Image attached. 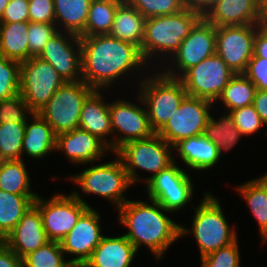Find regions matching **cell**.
Wrapping results in <instances>:
<instances>
[{
    "label": "cell",
    "mask_w": 267,
    "mask_h": 267,
    "mask_svg": "<svg viewBox=\"0 0 267 267\" xmlns=\"http://www.w3.org/2000/svg\"><path fill=\"white\" fill-rule=\"evenodd\" d=\"M256 91V86L243 73H238L232 77L216 102L222 101L226 111L230 112L253 105Z\"/></svg>",
    "instance_id": "cell-31"
},
{
    "label": "cell",
    "mask_w": 267,
    "mask_h": 267,
    "mask_svg": "<svg viewBox=\"0 0 267 267\" xmlns=\"http://www.w3.org/2000/svg\"><path fill=\"white\" fill-rule=\"evenodd\" d=\"M258 90H267V59L252 57L243 73Z\"/></svg>",
    "instance_id": "cell-45"
},
{
    "label": "cell",
    "mask_w": 267,
    "mask_h": 267,
    "mask_svg": "<svg viewBox=\"0 0 267 267\" xmlns=\"http://www.w3.org/2000/svg\"><path fill=\"white\" fill-rule=\"evenodd\" d=\"M137 9L146 19L150 17L171 15L182 11L187 0H125Z\"/></svg>",
    "instance_id": "cell-38"
},
{
    "label": "cell",
    "mask_w": 267,
    "mask_h": 267,
    "mask_svg": "<svg viewBox=\"0 0 267 267\" xmlns=\"http://www.w3.org/2000/svg\"><path fill=\"white\" fill-rule=\"evenodd\" d=\"M263 15L257 0H220L204 18L218 27L260 24Z\"/></svg>",
    "instance_id": "cell-20"
},
{
    "label": "cell",
    "mask_w": 267,
    "mask_h": 267,
    "mask_svg": "<svg viewBox=\"0 0 267 267\" xmlns=\"http://www.w3.org/2000/svg\"><path fill=\"white\" fill-rule=\"evenodd\" d=\"M29 22L0 23V54L18 62L29 59Z\"/></svg>",
    "instance_id": "cell-28"
},
{
    "label": "cell",
    "mask_w": 267,
    "mask_h": 267,
    "mask_svg": "<svg viewBox=\"0 0 267 267\" xmlns=\"http://www.w3.org/2000/svg\"><path fill=\"white\" fill-rule=\"evenodd\" d=\"M64 152L67 159L76 164H89L107 156L110 149L96 136L77 128L56 135V148ZM105 154V155H104ZM103 156V157H102Z\"/></svg>",
    "instance_id": "cell-19"
},
{
    "label": "cell",
    "mask_w": 267,
    "mask_h": 267,
    "mask_svg": "<svg viewBox=\"0 0 267 267\" xmlns=\"http://www.w3.org/2000/svg\"><path fill=\"white\" fill-rule=\"evenodd\" d=\"M213 104L209 100L187 95L171 119L157 134L171 146L182 139L203 134L211 116L209 108L211 109Z\"/></svg>",
    "instance_id": "cell-14"
},
{
    "label": "cell",
    "mask_w": 267,
    "mask_h": 267,
    "mask_svg": "<svg viewBox=\"0 0 267 267\" xmlns=\"http://www.w3.org/2000/svg\"><path fill=\"white\" fill-rule=\"evenodd\" d=\"M124 0H92L85 24V36L104 35L111 30L117 7Z\"/></svg>",
    "instance_id": "cell-32"
},
{
    "label": "cell",
    "mask_w": 267,
    "mask_h": 267,
    "mask_svg": "<svg viewBox=\"0 0 267 267\" xmlns=\"http://www.w3.org/2000/svg\"><path fill=\"white\" fill-rule=\"evenodd\" d=\"M103 97L101 91L94 90L86 98L81 109L79 128L96 136L112 152V140L105 138L113 134L109 111L110 102L103 101Z\"/></svg>",
    "instance_id": "cell-21"
},
{
    "label": "cell",
    "mask_w": 267,
    "mask_h": 267,
    "mask_svg": "<svg viewBox=\"0 0 267 267\" xmlns=\"http://www.w3.org/2000/svg\"><path fill=\"white\" fill-rule=\"evenodd\" d=\"M61 248L60 242L49 241L22 258L23 267H73Z\"/></svg>",
    "instance_id": "cell-35"
},
{
    "label": "cell",
    "mask_w": 267,
    "mask_h": 267,
    "mask_svg": "<svg viewBox=\"0 0 267 267\" xmlns=\"http://www.w3.org/2000/svg\"><path fill=\"white\" fill-rule=\"evenodd\" d=\"M221 116L217 121L213 116H210L203 132V135L217 146L220 159L223 152L229 151L243 136L230 113Z\"/></svg>",
    "instance_id": "cell-30"
},
{
    "label": "cell",
    "mask_w": 267,
    "mask_h": 267,
    "mask_svg": "<svg viewBox=\"0 0 267 267\" xmlns=\"http://www.w3.org/2000/svg\"><path fill=\"white\" fill-rule=\"evenodd\" d=\"M100 219L98 211L89 207L60 241L64 254L75 255L68 260L73 267H83L92 256L93 250L100 244L103 238Z\"/></svg>",
    "instance_id": "cell-17"
},
{
    "label": "cell",
    "mask_w": 267,
    "mask_h": 267,
    "mask_svg": "<svg viewBox=\"0 0 267 267\" xmlns=\"http://www.w3.org/2000/svg\"><path fill=\"white\" fill-rule=\"evenodd\" d=\"M186 167L192 170L210 169L219 162L217 146L203 134L180 140L173 146Z\"/></svg>",
    "instance_id": "cell-23"
},
{
    "label": "cell",
    "mask_w": 267,
    "mask_h": 267,
    "mask_svg": "<svg viewBox=\"0 0 267 267\" xmlns=\"http://www.w3.org/2000/svg\"><path fill=\"white\" fill-rule=\"evenodd\" d=\"M26 113L30 116L33 112L25 103L22 95H17L0 100V124L3 123H26Z\"/></svg>",
    "instance_id": "cell-40"
},
{
    "label": "cell",
    "mask_w": 267,
    "mask_h": 267,
    "mask_svg": "<svg viewBox=\"0 0 267 267\" xmlns=\"http://www.w3.org/2000/svg\"><path fill=\"white\" fill-rule=\"evenodd\" d=\"M235 73L214 54L188 69L179 79L189 96L217 101Z\"/></svg>",
    "instance_id": "cell-11"
},
{
    "label": "cell",
    "mask_w": 267,
    "mask_h": 267,
    "mask_svg": "<svg viewBox=\"0 0 267 267\" xmlns=\"http://www.w3.org/2000/svg\"><path fill=\"white\" fill-rule=\"evenodd\" d=\"M94 91L83 80L65 82L37 112L56 135L79 128L83 102Z\"/></svg>",
    "instance_id": "cell-7"
},
{
    "label": "cell",
    "mask_w": 267,
    "mask_h": 267,
    "mask_svg": "<svg viewBox=\"0 0 267 267\" xmlns=\"http://www.w3.org/2000/svg\"><path fill=\"white\" fill-rule=\"evenodd\" d=\"M215 42L216 27L202 17L182 41L179 49L167 59H172L174 67L170 64L169 69L167 66V70L162 72L167 76L180 78L188 69L216 53Z\"/></svg>",
    "instance_id": "cell-12"
},
{
    "label": "cell",
    "mask_w": 267,
    "mask_h": 267,
    "mask_svg": "<svg viewBox=\"0 0 267 267\" xmlns=\"http://www.w3.org/2000/svg\"><path fill=\"white\" fill-rule=\"evenodd\" d=\"M29 22V2L10 0L5 7L0 23Z\"/></svg>",
    "instance_id": "cell-46"
},
{
    "label": "cell",
    "mask_w": 267,
    "mask_h": 267,
    "mask_svg": "<svg viewBox=\"0 0 267 267\" xmlns=\"http://www.w3.org/2000/svg\"><path fill=\"white\" fill-rule=\"evenodd\" d=\"M0 267H23L19 258L6 244L0 248Z\"/></svg>",
    "instance_id": "cell-48"
},
{
    "label": "cell",
    "mask_w": 267,
    "mask_h": 267,
    "mask_svg": "<svg viewBox=\"0 0 267 267\" xmlns=\"http://www.w3.org/2000/svg\"><path fill=\"white\" fill-rule=\"evenodd\" d=\"M155 72L140 80V95L137 97L146 106L150 127L157 134L188 94L179 78Z\"/></svg>",
    "instance_id": "cell-4"
},
{
    "label": "cell",
    "mask_w": 267,
    "mask_h": 267,
    "mask_svg": "<svg viewBox=\"0 0 267 267\" xmlns=\"http://www.w3.org/2000/svg\"><path fill=\"white\" fill-rule=\"evenodd\" d=\"M141 107L122 99L110 103L113 135L115 131L121 133L120 137L112 140L114 153L127 142L146 139L154 134L149 124L147 109L144 106Z\"/></svg>",
    "instance_id": "cell-16"
},
{
    "label": "cell",
    "mask_w": 267,
    "mask_h": 267,
    "mask_svg": "<svg viewBox=\"0 0 267 267\" xmlns=\"http://www.w3.org/2000/svg\"><path fill=\"white\" fill-rule=\"evenodd\" d=\"M5 244L4 238L0 235V248Z\"/></svg>",
    "instance_id": "cell-53"
},
{
    "label": "cell",
    "mask_w": 267,
    "mask_h": 267,
    "mask_svg": "<svg viewBox=\"0 0 267 267\" xmlns=\"http://www.w3.org/2000/svg\"><path fill=\"white\" fill-rule=\"evenodd\" d=\"M193 210L195 217L192 229L180 225V237L191 231L198 244L201 258L237 240L236 230L229 227L218 199L211 192L205 193L199 206Z\"/></svg>",
    "instance_id": "cell-5"
},
{
    "label": "cell",
    "mask_w": 267,
    "mask_h": 267,
    "mask_svg": "<svg viewBox=\"0 0 267 267\" xmlns=\"http://www.w3.org/2000/svg\"><path fill=\"white\" fill-rule=\"evenodd\" d=\"M31 117L32 123L27 120L25 125L22 156L25 153L33 159H41L55 150L56 134L38 113H32Z\"/></svg>",
    "instance_id": "cell-24"
},
{
    "label": "cell",
    "mask_w": 267,
    "mask_h": 267,
    "mask_svg": "<svg viewBox=\"0 0 267 267\" xmlns=\"http://www.w3.org/2000/svg\"><path fill=\"white\" fill-rule=\"evenodd\" d=\"M170 150H174L173 146L154 133L149 138L127 142L114 154L121 159L131 183L135 184L137 181H146L147 183L161 170L171 165L175 158ZM136 169L153 174L144 180L136 173Z\"/></svg>",
    "instance_id": "cell-6"
},
{
    "label": "cell",
    "mask_w": 267,
    "mask_h": 267,
    "mask_svg": "<svg viewBox=\"0 0 267 267\" xmlns=\"http://www.w3.org/2000/svg\"><path fill=\"white\" fill-rule=\"evenodd\" d=\"M54 0L29 1V22L54 23Z\"/></svg>",
    "instance_id": "cell-44"
},
{
    "label": "cell",
    "mask_w": 267,
    "mask_h": 267,
    "mask_svg": "<svg viewBox=\"0 0 267 267\" xmlns=\"http://www.w3.org/2000/svg\"><path fill=\"white\" fill-rule=\"evenodd\" d=\"M23 159L0 161V189L13 194H37L31 190Z\"/></svg>",
    "instance_id": "cell-33"
},
{
    "label": "cell",
    "mask_w": 267,
    "mask_h": 267,
    "mask_svg": "<svg viewBox=\"0 0 267 267\" xmlns=\"http://www.w3.org/2000/svg\"><path fill=\"white\" fill-rule=\"evenodd\" d=\"M175 161L152 177L146 183V190H172L178 189V185H192L191 177Z\"/></svg>",
    "instance_id": "cell-37"
},
{
    "label": "cell",
    "mask_w": 267,
    "mask_h": 267,
    "mask_svg": "<svg viewBox=\"0 0 267 267\" xmlns=\"http://www.w3.org/2000/svg\"><path fill=\"white\" fill-rule=\"evenodd\" d=\"M4 241L21 259L50 241L43 228L41 213L34 204L27 210L14 229L4 238Z\"/></svg>",
    "instance_id": "cell-18"
},
{
    "label": "cell",
    "mask_w": 267,
    "mask_h": 267,
    "mask_svg": "<svg viewBox=\"0 0 267 267\" xmlns=\"http://www.w3.org/2000/svg\"><path fill=\"white\" fill-rule=\"evenodd\" d=\"M25 125L26 123L0 124V161L23 159Z\"/></svg>",
    "instance_id": "cell-34"
},
{
    "label": "cell",
    "mask_w": 267,
    "mask_h": 267,
    "mask_svg": "<svg viewBox=\"0 0 267 267\" xmlns=\"http://www.w3.org/2000/svg\"><path fill=\"white\" fill-rule=\"evenodd\" d=\"M70 195L56 194L49 200L38 197L34 205L42 216L43 228L50 241L60 242L91 206L74 189Z\"/></svg>",
    "instance_id": "cell-10"
},
{
    "label": "cell",
    "mask_w": 267,
    "mask_h": 267,
    "mask_svg": "<svg viewBox=\"0 0 267 267\" xmlns=\"http://www.w3.org/2000/svg\"><path fill=\"white\" fill-rule=\"evenodd\" d=\"M152 205L143 201L127 200L118 208V221L128 228L123 234L138 249L147 246L161 259L170 245L180 237V225L165 215L166 211L156 201ZM164 212V213H163Z\"/></svg>",
    "instance_id": "cell-2"
},
{
    "label": "cell",
    "mask_w": 267,
    "mask_h": 267,
    "mask_svg": "<svg viewBox=\"0 0 267 267\" xmlns=\"http://www.w3.org/2000/svg\"><path fill=\"white\" fill-rule=\"evenodd\" d=\"M91 2L92 0H54V23L58 31L61 28L60 31L64 30L79 37L85 36V24Z\"/></svg>",
    "instance_id": "cell-26"
},
{
    "label": "cell",
    "mask_w": 267,
    "mask_h": 267,
    "mask_svg": "<svg viewBox=\"0 0 267 267\" xmlns=\"http://www.w3.org/2000/svg\"><path fill=\"white\" fill-rule=\"evenodd\" d=\"M146 18L125 0L117 7L109 36L135 44L141 49Z\"/></svg>",
    "instance_id": "cell-25"
},
{
    "label": "cell",
    "mask_w": 267,
    "mask_h": 267,
    "mask_svg": "<svg viewBox=\"0 0 267 267\" xmlns=\"http://www.w3.org/2000/svg\"><path fill=\"white\" fill-rule=\"evenodd\" d=\"M201 259V267H240L238 240Z\"/></svg>",
    "instance_id": "cell-42"
},
{
    "label": "cell",
    "mask_w": 267,
    "mask_h": 267,
    "mask_svg": "<svg viewBox=\"0 0 267 267\" xmlns=\"http://www.w3.org/2000/svg\"><path fill=\"white\" fill-rule=\"evenodd\" d=\"M233 121L243 136L256 133L264 126L253 105L237 108L229 112Z\"/></svg>",
    "instance_id": "cell-43"
},
{
    "label": "cell",
    "mask_w": 267,
    "mask_h": 267,
    "mask_svg": "<svg viewBox=\"0 0 267 267\" xmlns=\"http://www.w3.org/2000/svg\"><path fill=\"white\" fill-rule=\"evenodd\" d=\"M201 18L188 6L175 14L147 18L140 49L146 63L150 59L153 63L154 55L156 58L160 54L167 57L173 55Z\"/></svg>",
    "instance_id": "cell-3"
},
{
    "label": "cell",
    "mask_w": 267,
    "mask_h": 267,
    "mask_svg": "<svg viewBox=\"0 0 267 267\" xmlns=\"http://www.w3.org/2000/svg\"><path fill=\"white\" fill-rule=\"evenodd\" d=\"M193 188L192 185H178V189L172 190H147V195L166 211L177 212L192 200Z\"/></svg>",
    "instance_id": "cell-36"
},
{
    "label": "cell",
    "mask_w": 267,
    "mask_h": 267,
    "mask_svg": "<svg viewBox=\"0 0 267 267\" xmlns=\"http://www.w3.org/2000/svg\"><path fill=\"white\" fill-rule=\"evenodd\" d=\"M115 156V160L91 166L80 174L69 176V179L79 184L86 195L97 194L112 201L118 209L129 200L123 196V192L132 186V183L123 162L116 154Z\"/></svg>",
    "instance_id": "cell-8"
},
{
    "label": "cell",
    "mask_w": 267,
    "mask_h": 267,
    "mask_svg": "<svg viewBox=\"0 0 267 267\" xmlns=\"http://www.w3.org/2000/svg\"><path fill=\"white\" fill-rule=\"evenodd\" d=\"M80 44L82 80L94 90L112 87L130 70H143L147 65L138 46L108 34L82 36Z\"/></svg>",
    "instance_id": "cell-1"
},
{
    "label": "cell",
    "mask_w": 267,
    "mask_h": 267,
    "mask_svg": "<svg viewBox=\"0 0 267 267\" xmlns=\"http://www.w3.org/2000/svg\"><path fill=\"white\" fill-rule=\"evenodd\" d=\"M20 62L0 54V100L19 93Z\"/></svg>",
    "instance_id": "cell-39"
},
{
    "label": "cell",
    "mask_w": 267,
    "mask_h": 267,
    "mask_svg": "<svg viewBox=\"0 0 267 267\" xmlns=\"http://www.w3.org/2000/svg\"><path fill=\"white\" fill-rule=\"evenodd\" d=\"M38 194H13L0 189V235L5 238L34 204Z\"/></svg>",
    "instance_id": "cell-29"
},
{
    "label": "cell",
    "mask_w": 267,
    "mask_h": 267,
    "mask_svg": "<svg viewBox=\"0 0 267 267\" xmlns=\"http://www.w3.org/2000/svg\"><path fill=\"white\" fill-rule=\"evenodd\" d=\"M66 81L37 56L20 62L19 93L33 113L39 112Z\"/></svg>",
    "instance_id": "cell-9"
},
{
    "label": "cell",
    "mask_w": 267,
    "mask_h": 267,
    "mask_svg": "<svg viewBox=\"0 0 267 267\" xmlns=\"http://www.w3.org/2000/svg\"><path fill=\"white\" fill-rule=\"evenodd\" d=\"M137 250L124 236H103L83 267H130Z\"/></svg>",
    "instance_id": "cell-22"
},
{
    "label": "cell",
    "mask_w": 267,
    "mask_h": 267,
    "mask_svg": "<svg viewBox=\"0 0 267 267\" xmlns=\"http://www.w3.org/2000/svg\"><path fill=\"white\" fill-rule=\"evenodd\" d=\"M236 188L259 224L262 242H267V173Z\"/></svg>",
    "instance_id": "cell-27"
},
{
    "label": "cell",
    "mask_w": 267,
    "mask_h": 267,
    "mask_svg": "<svg viewBox=\"0 0 267 267\" xmlns=\"http://www.w3.org/2000/svg\"><path fill=\"white\" fill-rule=\"evenodd\" d=\"M58 32L55 23H34L28 25L29 58L38 56L50 38Z\"/></svg>",
    "instance_id": "cell-41"
},
{
    "label": "cell",
    "mask_w": 267,
    "mask_h": 267,
    "mask_svg": "<svg viewBox=\"0 0 267 267\" xmlns=\"http://www.w3.org/2000/svg\"><path fill=\"white\" fill-rule=\"evenodd\" d=\"M260 10L264 13L267 14V0H257Z\"/></svg>",
    "instance_id": "cell-51"
},
{
    "label": "cell",
    "mask_w": 267,
    "mask_h": 267,
    "mask_svg": "<svg viewBox=\"0 0 267 267\" xmlns=\"http://www.w3.org/2000/svg\"><path fill=\"white\" fill-rule=\"evenodd\" d=\"M9 2L10 0H0V20L4 13L5 7L7 6Z\"/></svg>",
    "instance_id": "cell-52"
},
{
    "label": "cell",
    "mask_w": 267,
    "mask_h": 267,
    "mask_svg": "<svg viewBox=\"0 0 267 267\" xmlns=\"http://www.w3.org/2000/svg\"><path fill=\"white\" fill-rule=\"evenodd\" d=\"M253 106L263 124L267 125V90L257 89L253 100Z\"/></svg>",
    "instance_id": "cell-49"
},
{
    "label": "cell",
    "mask_w": 267,
    "mask_h": 267,
    "mask_svg": "<svg viewBox=\"0 0 267 267\" xmlns=\"http://www.w3.org/2000/svg\"><path fill=\"white\" fill-rule=\"evenodd\" d=\"M63 32L58 31L54 34L37 57L54 67L66 82L82 80L80 37Z\"/></svg>",
    "instance_id": "cell-15"
},
{
    "label": "cell",
    "mask_w": 267,
    "mask_h": 267,
    "mask_svg": "<svg viewBox=\"0 0 267 267\" xmlns=\"http://www.w3.org/2000/svg\"><path fill=\"white\" fill-rule=\"evenodd\" d=\"M260 24L216 27V54L235 73H244L254 54L255 34Z\"/></svg>",
    "instance_id": "cell-13"
},
{
    "label": "cell",
    "mask_w": 267,
    "mask_h": 267,
    "mask_svg": "<svg viewBox=\"0 0 267 267\" xmlns=\"http://www.w3.org/2000/svg\"><path fill=\"white\" fill-rule=\"evenodd\" d=\"M253 57L267 59V14L263 15L260 27L255 34Z\"/></svg>",
    "instance_id": "cell-47"
},
{
    "label": "cell",
    "mask_w": 267,
    "mask_h": 267,
    "mask_svg": "<svg viewBox=\"0 0 267 267\" xmlns=\"http://www.w3.org/2000/svg\"><path fill=\"white\" fill-rule=\"evenodd\" d=\"M219 2L220 0H187V6L201 17H205Z\"/></svg>",
    "instance_id": "cell-50"
}]
</instances>
